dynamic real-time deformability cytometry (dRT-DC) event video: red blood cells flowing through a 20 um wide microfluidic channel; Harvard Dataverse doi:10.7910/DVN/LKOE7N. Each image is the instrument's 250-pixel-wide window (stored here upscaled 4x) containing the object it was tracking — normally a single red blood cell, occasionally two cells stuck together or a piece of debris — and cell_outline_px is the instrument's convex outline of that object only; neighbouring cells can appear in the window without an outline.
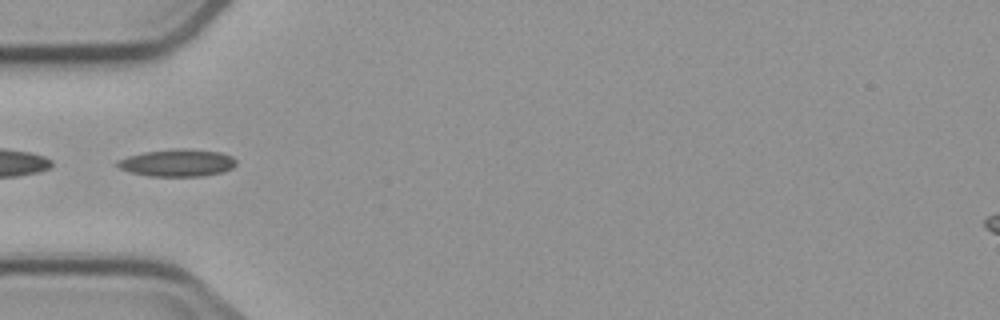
{"species": "common noctule bat (a hibernating species)", "species_latin": "Nyctalus noctula", "temperature_condition": "cold", "stored_images_in_passage": 4, "camera_frame_rate_fps": 3000, "um_per_image_px": 0.085, "animal": {"sex": "male", "body_mass_g": 23.1, "forearm_length_mm": 52.7}, "frame": {"image": 1, "passage_image": 4, "time_ms": 3.333, "image_size_px": [1000, 320], "cell_outline_px": [[236, 164], [232, 168], [224, 172], [200, 176], [148, 176], [132, 172], [120, 168], [116, 164], [116, 160], [128, 156], [144, 152], [180, 148], [184, 148], [220, 152], [232, 156], [236, 160]], "centroid_in_image_um": [15.09, 13.84], "position_along_channel_um": 69.9, "area_um2": 18.84}}